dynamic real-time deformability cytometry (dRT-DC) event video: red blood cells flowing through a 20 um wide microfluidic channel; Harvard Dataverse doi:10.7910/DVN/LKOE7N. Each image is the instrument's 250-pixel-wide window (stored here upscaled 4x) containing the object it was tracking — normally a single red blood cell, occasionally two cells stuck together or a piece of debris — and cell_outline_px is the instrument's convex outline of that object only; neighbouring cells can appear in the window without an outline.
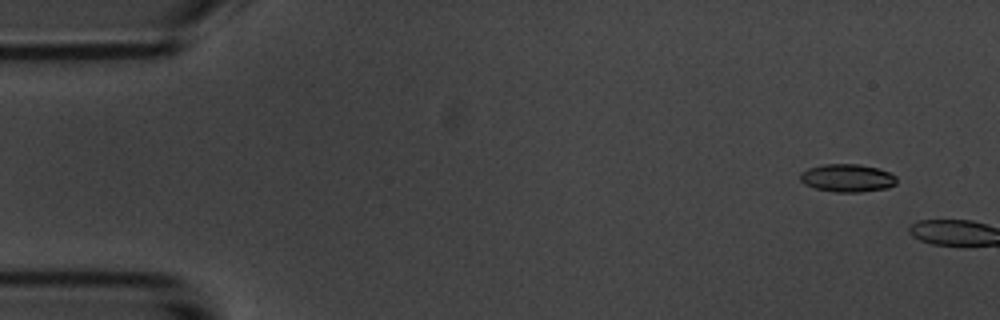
{"species": "common noctule bat (a hibernating species)", "species_latin": "Nyctalus noctula", "temperature_condition": "room temperature", "stored_images_in_passage": 3, "camera_frame_rate_fps": 3000, "um_per_image_px": 0.085, "animal": {"sex": "male", "body_mass_g": 20.1, "forearm_length_mm": 53.5}, "frame": {"image": 1, "passage_image": 2, "time_ms": 1.0, "image_size_px": [1000, 320], "cell_outline_px": [[896, 184], [888, 188], [860, 192], [836, 192], [816, 188], [804, 184], [800, 180], [800, 172], [808, 168], [820, 164], [860, 164], [876, 168], [888, 172], [896, 176]], "centroid_in_image_um": [72.0, 15.12], "position_along_channel_um": 13.0, "area_um2": 15.72}}